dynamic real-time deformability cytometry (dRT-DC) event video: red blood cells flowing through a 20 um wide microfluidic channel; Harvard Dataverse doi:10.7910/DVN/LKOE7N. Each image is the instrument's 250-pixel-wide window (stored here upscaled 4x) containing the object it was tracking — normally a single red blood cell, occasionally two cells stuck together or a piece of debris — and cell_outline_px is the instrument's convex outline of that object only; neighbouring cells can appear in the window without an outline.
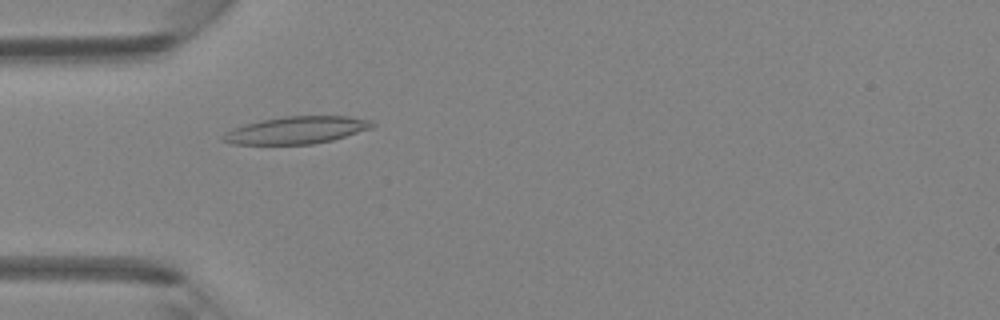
{"species": "Egyptian fruit bat (a non-hibernating species)", "species_latin": "Rousettus aegyptiacus", "temperature_condition": "room temperature", "stored_images_in_passage": 5, "camera_frame_rate_fps": 3000, "um_per_image_px": 0.085, "animal": {"sex": "female"}, "frame": {"image": 1, "passage_image": 4, "time_ms": 3.667, "image_size_px": [1000, 320], "cell_outline_px": [[376, 124], [372, 128], [332, 140], [312, 144], [232, 144], [224, 140], [220, 136], [224, 132], [232, 128], [264, 120], [284, 116], [348, 116], [368, 120]], "centroid_in_image_um": [25.2, 11.06], "position_along_channel_um": 59.8, "area_um2": 23.47}}
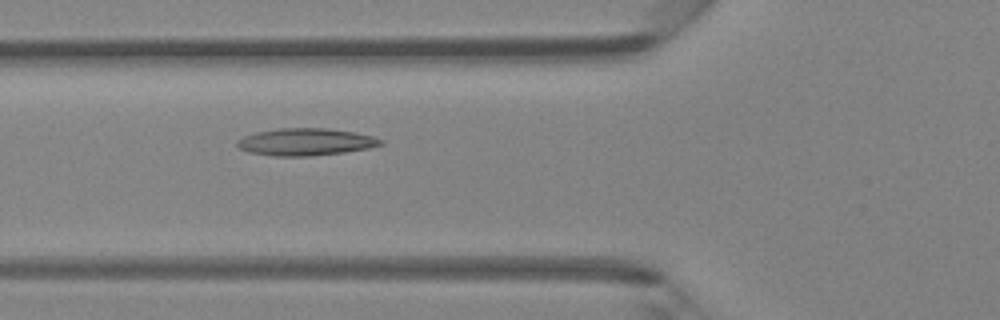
{"frame": {"image": 2, "passage_image": 5, "time_ms": 4.667, "image_size_px": [1000, 320], "cell_outline_px": [[384, 144], [368, 148], [344, 152], [312, 156], [272, 156], [248, 152], [240, 148], [236, 144], [236, 140], [244, 136], [256, 132], [280, 128], [328, 128], [352, 132], [372, 136], [384, 140]], "centroid_in_image_um": [25.96, 12.06], "position_along_channel_um": 99.8, "area_um2": 22.77}}